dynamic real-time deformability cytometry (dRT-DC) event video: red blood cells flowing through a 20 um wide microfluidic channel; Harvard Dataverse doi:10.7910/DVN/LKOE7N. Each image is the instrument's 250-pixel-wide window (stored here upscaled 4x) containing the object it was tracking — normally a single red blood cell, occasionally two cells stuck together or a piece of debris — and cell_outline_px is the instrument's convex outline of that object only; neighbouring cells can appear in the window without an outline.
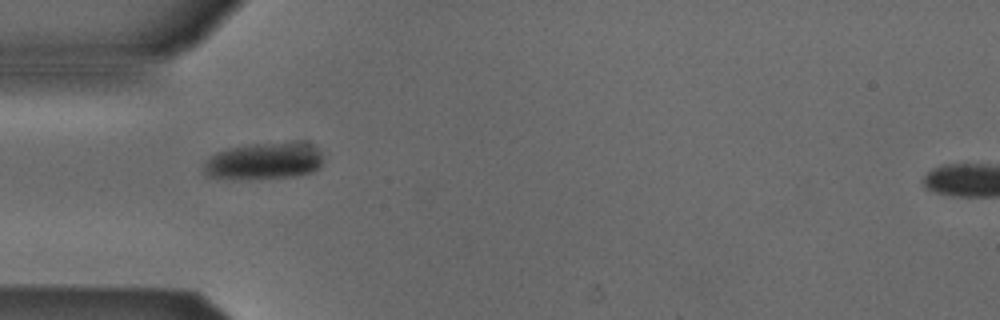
{"species": "Egyptian fruit bat (a non-hibernating species)", "species_latin": "Rousettus aegyptiacus", "temperature_condition": "cold", "stored_images_in_passage": 39, "camera_frame_rate_fps": 3000, "um_per_image_px": 0.085, "animal": {"sex": "male"}, "frame": {"image": 1, "passage_image": 1, "time_ms": 0.0, "image_size_px": [1000, 320], "cell_outline_px": [[324, 164], [320, 168], [312, 172], [296, 176], [240, 180], [204, 176], [204, 164], [216, 152], [228, 148], [252, 144], [308, 144], [316, 148], [324, 156]], "centroid_in_image_um": [22.44, 13.74], "position_along_channel_um": 62.6, "area_um2": 25.55}}
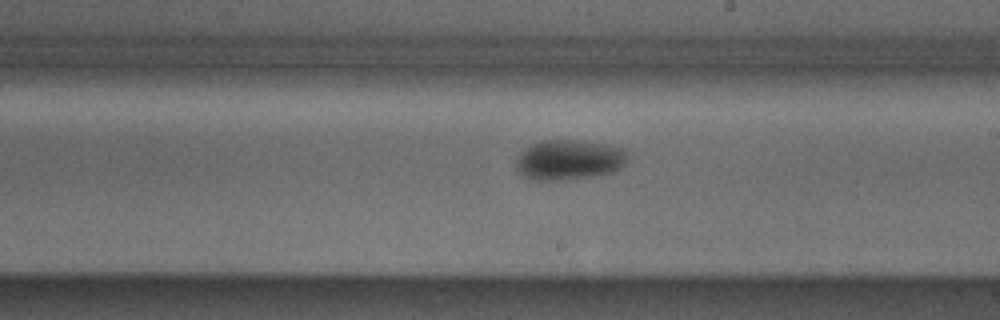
{"frame": {"image": 2, "passage_image": 15, "time_ms": 4.667, "image_size_px": [1000, 320], "cell_outline_px": [[628, 152], [624, 160], [612, 172], [564, 180], [528, 180], [516, 172], [516, 156], [520, 152], [532, 144], [540, 140], [580, 140], [604, 144], [620, 148]], "centroid_in_image_um": [48.23, 13.58], "position_along_channel_um": 240.8, "area_um2": 25.89}}
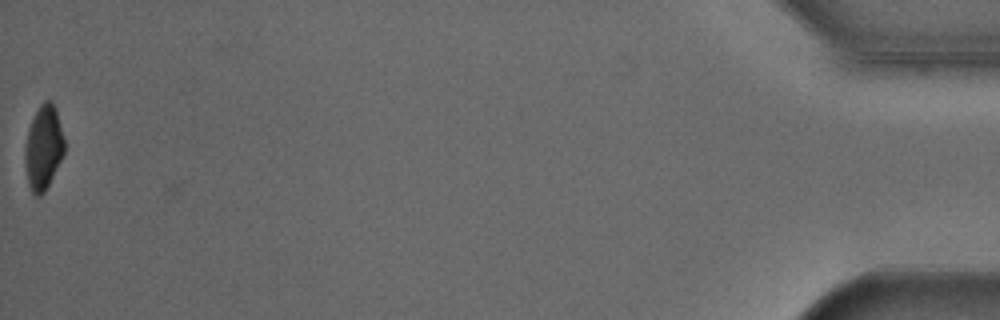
{"frame": {"image": 3, "passage_image": 38, "time_ms": 12.333, "image_size_px": [1000, 320], "cell_outline_px": [[64, 152], [44, 192], [40, 196], [36, 196], [32, 192], [28, 184], [24, 160], [24, 148], [28, 128], [40, 104], [44, 100], [52, 100], [56, 108], [64, 140]], "centroid_in_image_um": [3.67, 12.51], "position_along_channel_um": 431.5, "area_um2": 19.19}}